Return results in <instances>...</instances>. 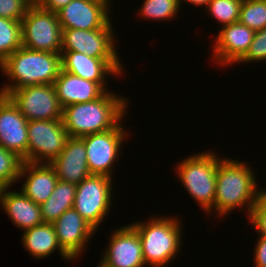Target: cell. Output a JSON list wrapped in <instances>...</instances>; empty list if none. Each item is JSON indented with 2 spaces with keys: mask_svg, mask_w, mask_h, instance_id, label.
<instances>
[{
  "mask_svg": "<svg viewBox=\"0 0 266 267\" xmlns=\"http://www.w3.org/2000/svg\"><path fill=\"white\" fill-rule=\"evenodd\" d=\"M110 6V0H72L57 12L61 29L114 28L109 16Z\"/></svg>",
  "mask_w": 266,
  "mask_h": 267,
  "instance_id": "cell-12",
  "label": "cell"
},
{
  "mask_svg": "<svg viewBox=\"0 0 266 267\" xmlns=\"http://www.w3.org/2000/svg\"><path fill=\"white\" fill-rule=\"evenodd\" d=\"M76 185L58 180L51 196L40 204L44 223L53 224L66 210L73 208Z\"/></svg>",
  "mask_w": 266,
  "mask_h": 267,
  "instance_id": "cell-23",
  "label": "cell"
},
{
  "mask_svg": "<svg viewBox=\"0 0 266 267\" xmlns=\"http://www.w3.org/2000/svg\"><path fill=\"white\" fill-rule=\"evenodd\" d=\"M72 0H39L37 5L44 10L57 13L63 7L68 5Z\"/></svg>",
  "mask_w": 266,
  "mask_h": 267,
  "instance_id": "cell-33",
  "label": "cell"
},
{
  "mask_svg": "<svg viewBox=\"0 0 266 267\" xmlns=\"http://www.w3.org/2000/svg\"><path fill=\"white\" fill-rule=\"evenodd\" d=\"M68 138L62 119L28 121L27 162L50 164Z\"/></svg>",
  "mask_w": 266,
  "mask_h": 267,
  "instance_id": "cell-8",
  "label": "cell"
},
{
  "mask_svg": "<svg viewBox=\"0 0 266 267\" xmlns=\"http://www.w3.org/2000/svg\"><path fill=\"white\" fill-rule=\"evenodd\" d=\"M185 2V3H190L192 5H198V6H205V8L207 7V5L210 3L211 0H179V5L181 7V2Z\"/></svg>",
  "mask_w": 266,
  "mask_h": 267,
  "instance_id": "cell-34",
  "label": "cell"
},
{
  "mask_svg": "<svg viewBox=\"0 0 266 267\" xmlns=\"http://www.w3.org/2000/svg\"><path fill=\"white\" fill-rule=\"evenodd\" d=\"M8 190L10 189L0 191V207L16 227L25 231L44 223L39 204L34 203L21 191Z\"/></svg>",
  "mask_w": 266,
  "mask_h": 267,
  "instance_id": "cell-21",
  "label": "cell"
},
{
  "mask_svg": "<svg viewBox=\"0 0 266 267\" xmlns=\"http://www.w3.org/2000/svg\"><path fill=\"white\" fill-rule=\"evenodd\" d=\"M32 4H37L39 0H29Z\"/></svg>",
  "mask_w": 266,
  "mask_h": 267,
  "instance_id": "cell-35",
  "label": "cell"
},
{
  "mask_svg": "<svg viewBox=\"0 0 266 267\" xmlns=\"http://www.w3.org/2000/svg\"><path fill=\"white\" fill-rule=\"evenodd\" d=\"M113 178L90 174L76 185L73 208L95 230L104 221L112 206Z\"/></svg>",
  "mask_w": 266,
  "mask_h": 267,
  "instance_id": "cell-7",
  "label": "cell"
},
{
  "mask_svg": "<svg viewBox=\"0 0 266 267\" xmlns=\"http://www.w3.org/2000/svg\"><path fill=\"white\" fill-rule=\"evenodd\" d=\"M111 237V238H110ZM99 263L103 267H145L137 230L131 225L113 230Z\"/></svg>",
  "mask_w": 266,
  "mask_h": 267,
  "instance_id": "cell-13",
  "label": "cell"
},
{
  "mask_svg": "<svg viewBox=\"0 0 266 267\" xmlns=\"http://www.w3.org/2000/svg\"><path fill=\"white\" fill-rule=\"evenodd\" d=\"M258 61H266V28L255 32L248 51L237 63L247 64Z\"/></svg>",
  "mask_w": 266,
  "mask_h": 267,
  "instance_id": "cell-29",
  "label": "cell"
},
{
  "mask_svg": "<svg viewBox=\"0 0 266 267\" xmlns=\"http://www.w3.org/2000/svg\"><path fill=\"white\" fill-rule=\"evenodd\" d=\"M8 96L28 120L62 119V107L53 84L25 86L11 90Z\"/></svg>",
  "mask_w": 266,
  "mask_h": 267,
  "instance_id": "cell-10",
  "label": "cell"
},
{
  "mask_svg": "<svg viewBox=\"0 0 266 267\" xmlns=\"http://www.w3.org/2000/svg\"><path fill=\"white\" fill-rule=\"evenodd\" d=\"M253 169L244 161L219 158L216 173L214 207L208 212L227 216L236 208L245 209L249 217L259 195L265 190L258 187Z\"/></svg>",
  "mask_w": 266,
  "mask_h": 267,
  "instance_id": "cell-1",
  "label": "cell"
},
{
  "mask_svg": "<svg viewBox=\"0 0 266 267\" xmlns=\"http://www.w3.org/2000/svg\"><path fill=\"white\" fill-rule=\"evenodd\" d=\"M254 251L255 267H266V238L259 235Z\"/></svg>",
  "mask_w": 266,
  "mask_h": 267,
  "instance_id": "cell-32",
  "label": "cell"
},
{
  "mask_svg": "<svg viewBox=\"0 0 266 267\" xmlns=\"http://www.w3.org/2000/svg\"><path fill=\"white\" fill-rule=\"evenodd\" d=\"M53 226L59 245L73 260L82 255L87 243L96 233L74 208L66 210Z\"/></svg>",
  "mask_w": 266,
  "mask_h": 267,
  "instance_id": "cell-16",
  "label": "cell"
},
{
  "mask_svg": "<svg viewBox=\"0 0 266 267\" xmlns=\"http://www.w3.org/2000/svg\"><path fill=\"white\" fill-rule=\"evenodd\" d=\"M139 10V15L144 19L166 21L176 17L180 5L179 0H144Z\"/></svg>",
  "mask_w": 266,
  "mask_h": 267,
  "instance_id": "cell-25",
  "label": "cell"
},
{
  "mask_svg": "<svg viewBox=\"0 0 266 267\" xmlns=\"http://www.w3.org/2000/svg\"><path fill=\"white\" fill-rule=\"evenodd\" d=\"M254 35L255 31L239 21L221 27L211 47L216 64L224 67L237 64L248 51Z\"/></svg>",
  "mask_w": 266,
  "mask_h": 267,
  "instance_id": "cell-17",
  "label": "cell"
},
{
  "mask_svg": "<svg viewBox=\"0 0 266 267\" xmlns=\"http://www.w3.org/2000/svg\"><path fill=\"white\" fill-rule=\"evenodd\" d=\"M105 91L99 98L63 108L62 120L69 137H83L113 129L125 117L128 100Z\"/></svg>",
  "mask_w": 266,
  "mask_h": 267,
  "instance_id": "cell-2",
  "label": "cell"
},
{
  "mask_svg": "<svg viewBox=\"0 0 266 267\" xmlns=\"http://www.w3.org/2000/svg\"><path fill=\"white\" fill-rule=\"evenodd\" d=\"M23 160L0 145V191L11 188L18 179Z\"/></svg>",
  "mask_w": 266,
  "mask_h": 267,
  "instance_id": "cell-26",
  "label": "cell"
},
{
  "mask_svg": "<svg viewBox=\"0 0 266 267\" xmlns=\"http://www.w3.org/2000/svg\"><path fill=\"white\" fill-rule=\"evenodd\" d=\"M53 86L62 109L75 103L95 100L105 92L97 82L80 78L63 69Z\"/></svg>",
  "mask_w": 266,
  "mask_h": 267,
  "instance_id": "cell-20",
  "label": "cell"
},
{
  "mask_svg": "<svg viewBox=\"0 0 266 267\" xmlns=\"http://www.w3.org/2000/svg\"><path fill=\"white\" fill-rule=\"evenodd\" d=\"M0 145L27 162L28 120L5 95H0Z\"/></svg>",
  "mask_w": 266,
  "mask_h": 267,
  "instance_id": "cell-14",
  "label": "cell"
},
{
  "mask_svg": "<svg viewBox=\"0 0 266 267\" xmlns=\"http://www.w3.org/2000/svg\"><path fill=\"white\" fill-rule=\"evenodd\" d=\"M219 157L205 151L182 159L176 166V176L189 196L199 203L207 214L214 207L216 173Z\"/></svg>",
  "mask_w": 266,
  "mask_h": 267,
  "instance_id": "cell-5",
  "label": "cell"
},
{
  "mask_svg": "<svg viewBox=\"0 0 266 267\" xmlns=\"http://www.w3.org/2000/svg\"><path fill=\"white\" fill-rule=\"evenodd\" d=\"M256 233L266 238V189L259 195L249 215Z\"/></svg>",
  "mask_w": 266,
  "mask_h": 267,
  "instance_id": "cell-31",
  "label": "cell"
},
{
  "mask_svg": "<svg viewBox=\"0 0 266 267\" xmlns=\"http://www.w3.org/2000/svg\"><path fill=\"white\" fill-rule=\"evenodd\" d=\"M21 46V21L0 17V64Z\"/></svg>",
  "mask_w": 266,
  "mask_h": 267,
  "instance_id": "cell-24",
  "label": "cell"
},
{
  "mask_svg": "<svg viewBox=\"0 0 266 267\" xmlns=\"http://www.w3.org/2000/svg\"><path fill=\"white\" fill-rule=\"evenodd\" d=\"M113 31L114 28L62 30L61 52L76 51L88 57L120 59L115 49L116 36Z\"/></svg>",
  "mask_w": 266,
  "mask_h": 267,
  "instance_id": "cell-11",
  "label": "cell"
},
{
  "mask_svg": "<svg viewBox=\"0 0 266 267\" xmlns=\"http://www.w3.org/2000/svg\"><path fill=\"white\" fill-rule=\"evenodd\" d=\"M243 1L211 0L207 5V13L216 19L222 27L239 21L240 9Z\"/></svg>",
  "mask_w": 266,
  "mask_h": 267,
  "instance_id": "cell-28",
  "label": "cell"
},
{
  "mask_svg": "<svg viewBox=\"0 0 266 267\" xmlns=\"http://www.w3.org/2000/svg\"><path fill=\"white\" fill-rule=\"evenodd\" d=\"M239 22L255 32L266 28V0H244Z\"/></svg>",
  "mask_w": 266,
  "mask_h": 267,
  "instance_id": "cell-27",
  "label": "cell"
},
{
  "mask_svg": "<svg viewBox=\"0 0 266 267\" xmlns=\"http://www.w3.org/2000/svg\"><path fill=\"white\" fill-rule=\"evenodd\" d=\"M61 181L79 184L90 175L86 147L80 137H69L61 153L50 163Z\"/></svg>",
  "mask_w": 266,
  "mask_h": 267,
  "instance_id": "cell-18",
  "label": "cell"
},
{
  "mask_svg": "<svg viewBox=\"0 0 266 267\" xmlns=\"http://www.w3.org/2000/svg\"><path fill=\"white\" fill-rule=\"evenodd\" d=\"M22 235L24 248L34 258L44 259L58 250L63 260L74 261L59 245L53 224L42 223L25 230Z\"/></svg>",
  "mask_w": 266,
  "mask_h": 267,
  "instance_id": "cell-22",
  "label": "cell"
},
{
  "mask_svg": "<svg viewBox=\"0 0 266 267\" xmlns=\"http://www.w3.org/2000/svg\"><path fill=\"white\" fill-rule=\"evenodd\" d=\"M127 133L120 121L113 129L81 137L86 147L90 174L113 177L112 168L118 160Z\"/></svg>",
  "mask_w": 266,
  "mask_h": 267,
  "instance_id": "cell-9",
  "label": "cell"
},
{
  "mask_svg": "<svg viewBox=\"0 0 266 267\" xmlns=\"http://www.w3.org/2000/svg\"><path fill=\"white\" fill-rule=\"evenodd\" d=\"M62 69L61 54L31 50L21 46L0 64L10 83L0 88L1 95L11 90L39 84H53Z\"/></svg>",
  "mask_w": 266,
  "mask_h": 267,
  "instance_id": "cell-3",
  "label": "cell"
},
{
  "mask_svg": "<svg viewBox=\"0 0 266 267\" xmlns=\"http://www.w3.org/2000/svg\"><path fill=\"white\" fill-rule=\"evenodd\" d=\"M24 177L20 191L39 205L47 201L59 180L55 169L48 163L23 162L18 179Z\"/></svg>",
  "mask_w": 266,
  "mask_h": 267,
  "instance_id": "cell-19",
  "label": "cell"
},
{
  "mask_svg": "<svg viewBox=\"0 0 266 267\" xmlns=\"http://www.w3.org/2000/svg\"><path fill=\"white\" fill-rule=\"evenodd\" d=\"M62 69L80 78L97 82L105 91H108V75L119 76L124 70L120 59H101L88 57L80 52H60ZM107 78V79H106ZM107 85V86H106Z\"/></svg>",
  "mask_w": 266,
  "mask_h": 267,
  "instance_id": "cell-15",
  "label": "cell"
},
{
  "mask_svg": "<svg viewBox=\"0 0 266 267\" xmlns=\"http://www.w3.org/2000/svg\"><path fill=\"white\" fill-rule=\"evenodd\" d=\"M177 217L155 215L146 222L131 224L138 232L146 267H165L177 257L183 233L182 222Z\"/></svg>",
  "mask_w": 266,
  "mask_h": 267,
  "instance_id": "cell-4",
  "label": "cell"
},
{
  "mask_svg": "<svg viewBox=\"0 0 266 267\" xmlns=\"http://www.w3.org/2000/svg\"><path fill=\"white\" fill-rule=\"evenodd\" d=\"M32 5L29 0H0V17L21 21Z\"/></svg>",
  "mask_w": 266,
  "mask_h": 267,
  "instance_id": "cell-30",
  "label": "cell"
},
{
  "mask_svg": "<svg viewBox=\"0 0 266 267\" xmlns=\"http://www.w3.org/2000/svg\"><path fill=\"white\" fill-rule=\"evenodd\" d=\"M22 46L60 54L62 29L57 13L33 4L21 20Z\"/></svg>",
  "mask_w": 266,
  "mask_h": 267,
  "instance_id": "cell-6",
  "label": "cell"
}]
</instances>
